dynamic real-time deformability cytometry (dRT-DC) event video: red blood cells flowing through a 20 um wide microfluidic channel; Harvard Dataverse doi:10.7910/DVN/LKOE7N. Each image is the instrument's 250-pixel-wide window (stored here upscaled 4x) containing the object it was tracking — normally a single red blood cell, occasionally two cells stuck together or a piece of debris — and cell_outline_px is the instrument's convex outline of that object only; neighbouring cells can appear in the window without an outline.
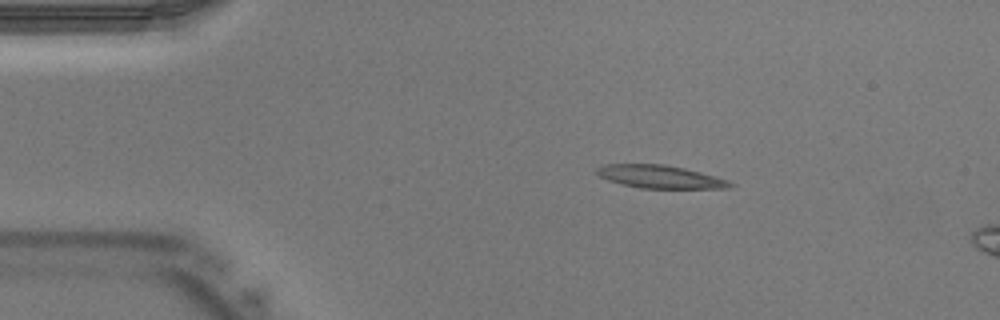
{"species": "Egyptian fruit bat (a non-hibernating species)", "species_latin": "Rousettus aegyptiacus", "temperature_condition": "warm", "stored_images_in_passage": 34, "camera_frame_rate_fps": 3000, "um_per_image_px": 0.085, "animal": {"sex": "male"}, "frame": {"image": 1, "passage_image": 1, "time_ms": 0.0, "image_size_px": [1000, 320], "cell_outline_px": [[736, 184], [728, 188], [640, 188], [608, 180], [600, 176], [596, 172], [596, 168], [604, 164], [664, 164], [684, 168], [716, 176], [728, 180]], "centroid_in_image_um": [56.13, 15.02], "position_along_channel_um": 28.9, "area_um2": 17.74}}
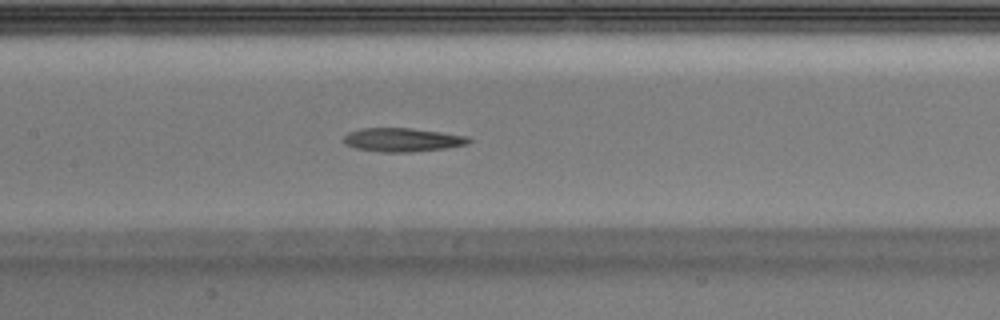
{"frame": {"image": 2, "passage_image": 13, "time_ms": 4.0, "image_size_px": [1000, 320], "cell_outline_px": [[472, 140], [468, 144], [448, 148], [412, 152], [380, 152], [356, 148], [344, 144], [340, 140], [348, 132], [360, 128], [412, 128], [468, 136]], "centroid_in_image_um": [34.18, 11.89], "position_along_channel_um": 173.2, "area_um2": 17.51}}
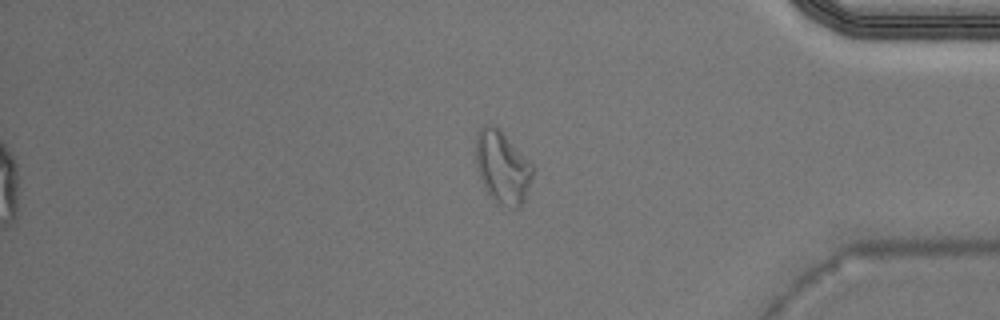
{"frame": {"image": 3, "passage_image": 28, "time_ms": 9.0, "image_size_px": [1000, 320], "cell_outline_px": [[536, 168], [524, 200], [520, 208], [516, 208], [492, 200], [484, 188], [476, 168], [476, 136], [480, 128], [484, 124], [492, 124]], "centroid_in_image_um": [42.69, 14.25], "position_along_channel_um": 392.5, "area_um2": 23.7}}